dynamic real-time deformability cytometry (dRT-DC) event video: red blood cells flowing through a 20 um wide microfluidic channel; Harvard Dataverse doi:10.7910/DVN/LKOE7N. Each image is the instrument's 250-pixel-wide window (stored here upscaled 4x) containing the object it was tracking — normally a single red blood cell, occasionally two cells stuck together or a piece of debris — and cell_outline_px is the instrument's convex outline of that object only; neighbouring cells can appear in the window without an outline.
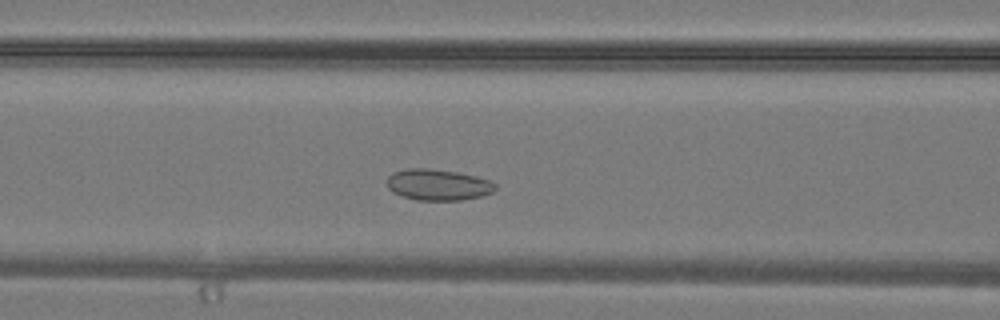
{"species": "common noctule bat (a hibernating species)", "species_latin": "Nyctalus noctula", "temperature_condition": "warm", "stored_images_in_passage": 29, "camera_frame_rate_fps": 3000, "um_per_image_px": 0.085, "animal": {"sex": "male", "body_mass_g": 19.2, "forearm_length_mm": 51.8}, "frame": {"image": 1, "passage_image": 9, "time_ms": 2.667, "image_size_px": [1000, 320], "cell_outline_px": [[496, 188], [492, 192], [480, 196], [460, 200], [416, 200], [400, 196], [392, 192], [388, 188], [388, 176], [392, 172], [408, 168], [428, 168], [456, 172], [476, 176], [488, 180], [496, 184]], "centroid_in_image_um": [37.19, 15.7], "position_along_channel_um": 129.4, "area_um2": 19.65}}
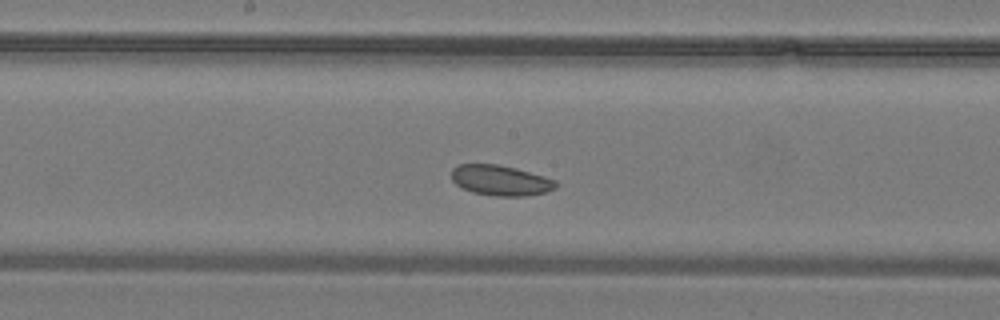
{"frame": {"image": 2, "passage_image": 13, "time_ms": 4.0, "image_size_px": [1000, 320], "cell_outline_px": [[560, 184], [556, 188], [544, 192], [524, 196], [496, 196], [472, 192], [456, 184], [452, 180], [452, 168], [460, 164], [500, 164], [516, 168], [544, 176], [556, 180]], "centroid_in_image_um": [42.57, 15.32], "position_along_channel_um": 205.6, "area_um2": 18.5}}
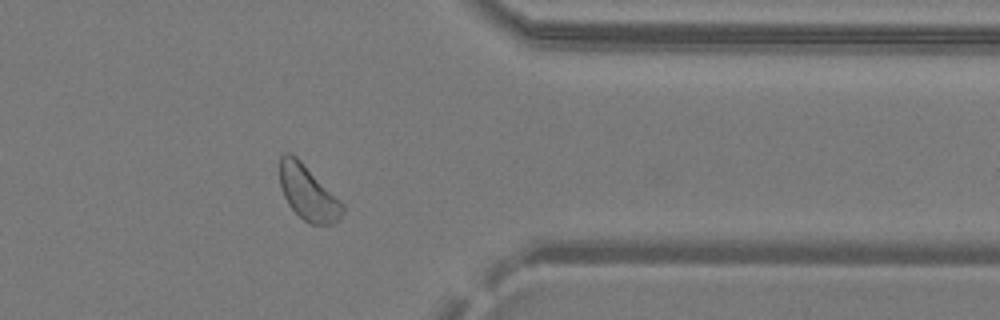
{"frame": {"image": 3, "passage_image": 23, "time_ms": 7.333, "image_size_px": [1000, 320], "cell_outline_px": [[344, 212], [340, 220], [332, 224], [312, 224], [304, 220], [288, 204], [284, 196], [280, 184], [280, 156], [284, 152], [288, 152], [296, 156], [344, 204]], "centroid_in_image_um": [26.19, 16.39], "position_along_channel_um": 385.2, "area_um2": 19.88}}